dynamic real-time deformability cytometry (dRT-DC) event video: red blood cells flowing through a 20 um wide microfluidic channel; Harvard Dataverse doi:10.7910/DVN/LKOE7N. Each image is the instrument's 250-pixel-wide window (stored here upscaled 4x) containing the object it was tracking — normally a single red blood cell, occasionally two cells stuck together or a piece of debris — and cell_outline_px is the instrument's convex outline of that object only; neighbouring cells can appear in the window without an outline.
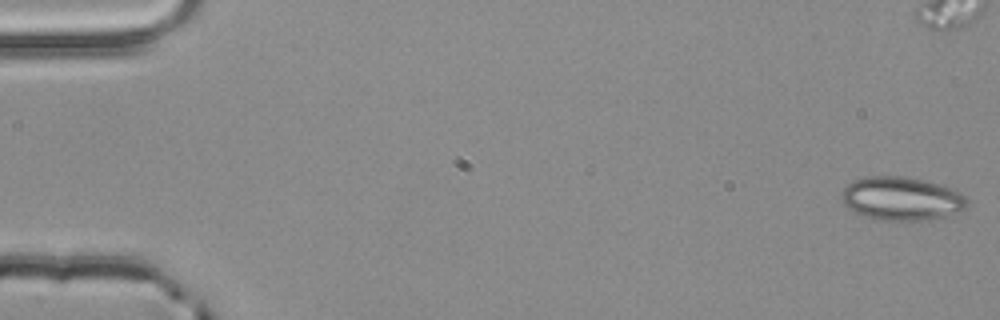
{"species": "common noctule bat (a hibernating species)", "species_latin": "Nyctalus noctula", "temperature_condition": "room temperature", "stored_images_in_passage": 43, "camera_frame_rate_fps": 3000, "um_per_image_px": 0.085, "animal": {"sex": "male", "body_mass_g": 20.4}, "frame": {"image": 1, "passage_image": 1, "time_ms": 0.0, "image_size_px": [1000, 320], "cell_outline_px": [[968, 204], [964, 208], [956, 212], [944, 216], [928, 220], [884, 220], [864, 216], [848, 208], [844, 204], [844, 188], [852, 180], [868, 176], [904, 176], [936, 184], [960, 192], [968, 200]], "centroid_in_image_um": [76.62, 16.88], "position_along_channel_um": 8.4, "area_um2": 31.21}}
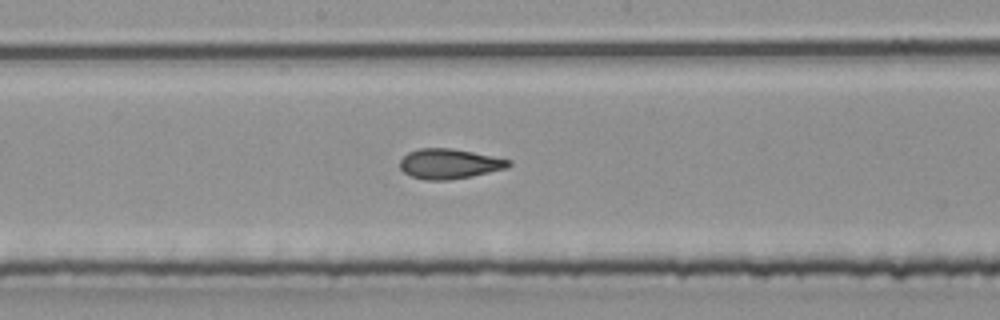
{"frame": {"image": 2, "passage_image": 29, "time_ms": 9.333, "image_size_px": [1000, 320], "cell_outline_px": [[512, 164], [508, 168], [472, 176], [448, 180], [428, 180], [412, 176], [404, 172], [400, 168], [400, 160], [408, 152], [420, 148], [452, 148], [512, 160]], "centroid_in_image_um": [38.21, 13.92], "position_along_channel_um": 210.0, "area_um2": 18.96}}
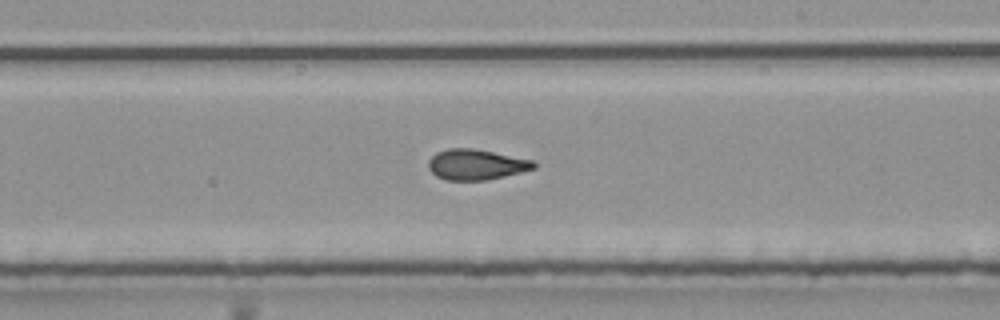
{"frame": {"image": 3, "passage_image": 32, "time_ms": 10.333, "image_size_px": [1000, 320], "cell_outline_px": [[536, 168], [504, 176], [484, 180], [448, 180], [436, 176], [428, 168], [428, 160], [436, 152], [448, 148], [472, 148], [532, 160], [536, 164]], "centroid_in_image_um": [40.43, 13.98], "position_along_channel_um": 248.6, "area_um2": 18.55}}